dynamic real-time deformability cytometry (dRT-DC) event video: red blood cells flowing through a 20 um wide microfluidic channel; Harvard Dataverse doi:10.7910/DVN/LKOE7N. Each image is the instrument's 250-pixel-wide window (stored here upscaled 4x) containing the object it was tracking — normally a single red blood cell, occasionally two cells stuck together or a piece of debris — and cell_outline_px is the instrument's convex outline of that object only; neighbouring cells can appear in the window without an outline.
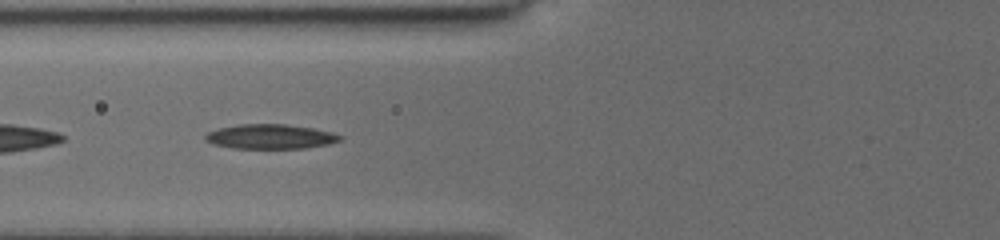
{"species": "common noctule bat (a hibernating species)", "species_latin": "Nyctalus noctula", "temperature_condition": "cold", "stored_images_in_passage": 73, "camera_frame_rate_fps": 3000, "um_per_image_px": 0.085, "animal": {"sex": "female", "body_mass_g": 19.5, "forearm_length_mm": 54.1}, "frame": {"image": 1, "passage_image": 52, "time_ms": 7.667, "image_size_px": [1000, 240], "cell_outline_px": [[344, 136], [340, 140], [328, 144], [308, 148], [232, 148], [212, 144], [204, 140], [204, 136], [208, 132], [220, 128], [240, 124], [284, 124], [312, 128], [332, 132]], "centroid_in_image_um": [22.98, 11.61], "position_along_channel_um": 102.8, "area_um2": 19.31}}